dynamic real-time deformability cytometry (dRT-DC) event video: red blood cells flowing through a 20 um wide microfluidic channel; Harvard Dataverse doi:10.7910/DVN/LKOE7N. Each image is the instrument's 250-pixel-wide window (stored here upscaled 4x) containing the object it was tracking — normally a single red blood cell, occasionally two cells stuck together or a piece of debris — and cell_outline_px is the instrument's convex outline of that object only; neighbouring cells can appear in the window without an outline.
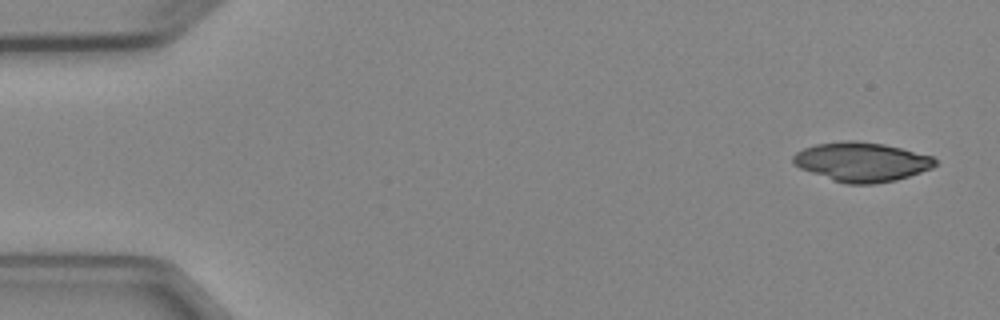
{"species": "Egyptian fruit bat (a non-hibernating species)", "species_latin": "Rousettus aegyptiacus", "temperature_condition": "cold", "stored_images_in_passage": 6, "camera_frame_rate_fps": 3000, "um_per_image_px": 0.085, "animal": {"sex": "female"}, "frame": {"image": 1, "passage_image": 1, "time_ms": 0.0, "image_size_px": [1000, 320], "cell_outline_px": [[936, 164], [932, 168], [896, 180], [876, 184], [848, 184], [832, 180], [800, 168], [792, 160], [792, 156], [796, 152], [804, 148], [816, 144], [848, 140], [856, 140], [884, 144], [932, 156], [936, 160]], "centroid_in_image_um": [73.23, 13.76], "position_along_channel_um": 11.8, "area_um2": 32.31}}
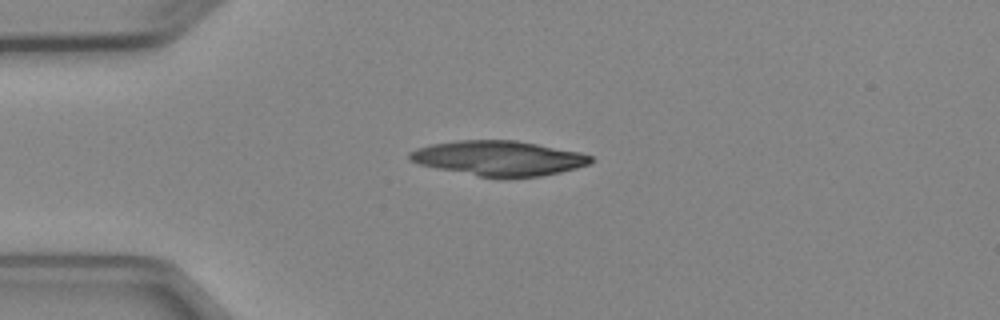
{"frame": {"image": 2, "passage_image": 4, "time_ms": 3.333, "image_size_px": [1000, 320], "cell_outline_px": [[592, 160], [588, 164], [576, 168], [560, 172], [540, 176], [504, 180], [480, 176], [436, 168], [420, 164], [408, 160], [408, 152], [416, 148], [432, 144], [456, 140], [516, 140], [580, 152], [592, 156]], "centroid_in_image_um": [42.37, 13.46], "position_along_channel_um": 42.6, "area_um2": 37.22}}